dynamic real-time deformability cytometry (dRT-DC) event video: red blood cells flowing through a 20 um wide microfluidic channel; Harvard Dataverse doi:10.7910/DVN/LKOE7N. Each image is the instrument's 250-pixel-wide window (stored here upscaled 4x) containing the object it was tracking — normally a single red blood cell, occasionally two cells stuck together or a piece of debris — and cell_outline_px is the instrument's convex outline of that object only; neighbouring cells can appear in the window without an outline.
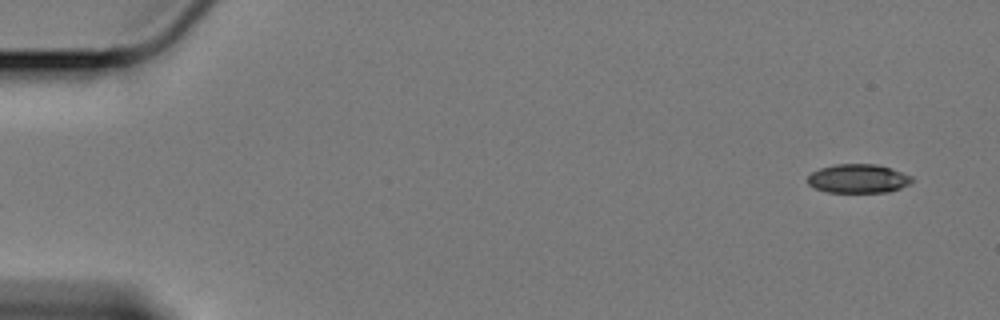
{"species": "Egyptian fruit bat (a non-hibernating species)", "species_latin": "Rousettus aegyptiacus", "temperature_condition": "cold", "stored_images_in_passage": 19, "camera_frame_rate_fps": 3000, "um_per_image_px": 0.085, "animal": {"sex": "female"}, "frame": {"image": 1, "passage_image": 1, "time_ms": 0.0, "image_size_px": [1000, 320], "cell_outline_px": [[916, 180], [912, 184], [888, 192], [828, 192], [816, 188], [808, 184], [808, 176], [812, 172], [820, 168], [836, 164], [876, 164], [892, 168], [912, 176]], "centroid_in_image_um": [73.01, 15.18], "position_along_channel_um": 12.0, "area_um2": 17.69}}
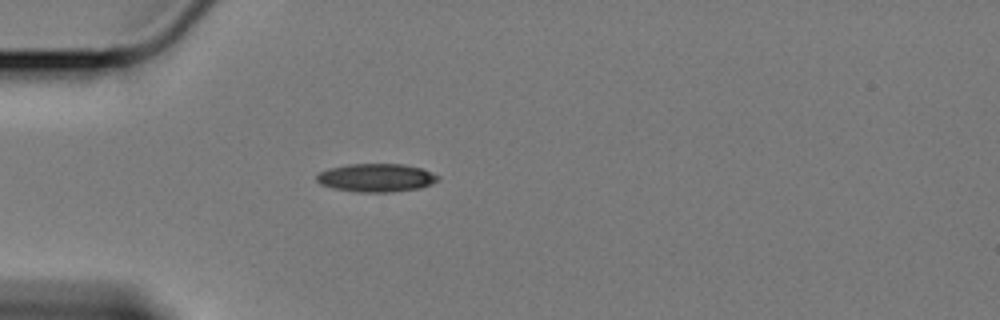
{"frame": {"image": 2, "passage_image": 15, "time_ms": 4.667, "image_size_px": [1000, 320], "cell_outline_px": [[440, 180], [432, 184], [420, 188], [388, 192], [356, 192], [332, 188], [320, 184], [316, 180], [316, 176], [320, 172], [328, 168], [348, 164], [404, 164], [420, 168], [432, 172], [440, 176]], "centroid_in_image_um": [31.99, 15.11], "position_along_channel_um": 53.0, "area_um2": 20.11}}